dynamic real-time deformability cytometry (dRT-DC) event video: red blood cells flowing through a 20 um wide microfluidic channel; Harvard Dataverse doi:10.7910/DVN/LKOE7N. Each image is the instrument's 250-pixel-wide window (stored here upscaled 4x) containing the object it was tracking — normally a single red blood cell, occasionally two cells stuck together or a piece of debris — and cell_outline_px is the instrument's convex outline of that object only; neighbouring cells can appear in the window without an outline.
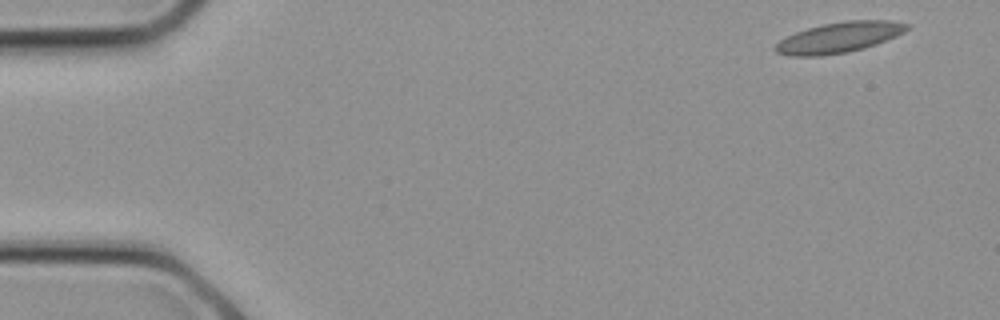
{"species": "common noctule bat (a hibernating species)", "species_latin": "Nyctalus noctula", "temperature_condition": "cold", "stored_images_in_passage": 7, "camera_frame_rate_fps": 3000, "um_per_image_px": 0.085, "animal": {"sex": "female", "body_mass_g": 21.9}, "frame": {"image": 1, "passage_image": 1, "time_ms": 0.0, "image_size_px": [1000, 320], "cell_outline_px": [[912, 24], [904, 32], [896, 36], [876, 44], [864, 48], [848, 52], [820, 56], [792, 56], [776, 52], [772, 48], [780, 40], [796, 32], [808, 28], [824, 24], [844, 20], [892, 20]], "centroid_in_image_um": [71.35, 3.18], "position_along_channel_um": 13.7, "area_um2": 23.47}}
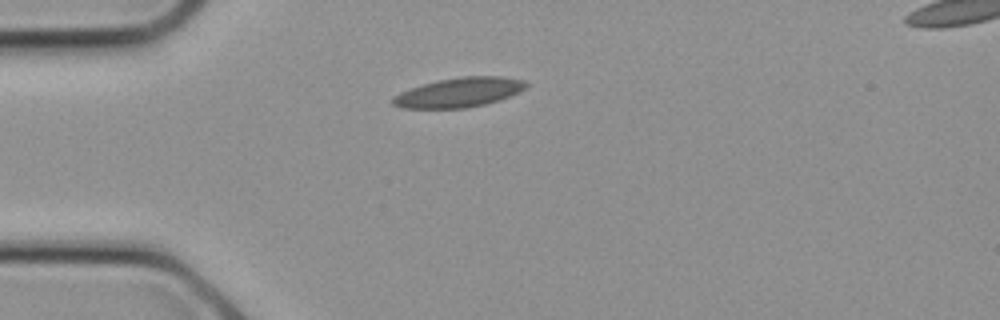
{"frame": {"image": 2, "passage_image": 6, "time_ms": 1.667, "image_size_px": [1000, 320], "cell_outline_px": [[528, 84], [524, 88], [500, 100], [468, 108], [404, 108], [392, 104], [392, 96], [400, 92], [424, 84], [440, 80], [460, 76], [500, 76], [524, 80]], "centroid_in_image_um": [39.0, 7.85], "position_along_channel_um": 46.0, "area_um2": 22.66}}